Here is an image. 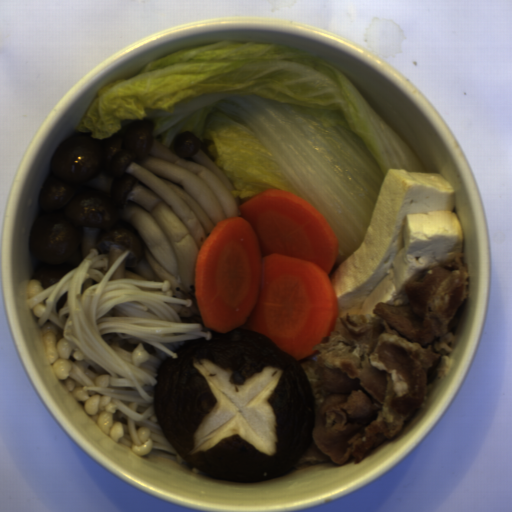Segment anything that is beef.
I'll list each match as a JSON object with an SVG mask.
<instances>
[{
	"label": "beef",
	"instance_id": "beef-1",
	"mask_svg": "<svg viewBox=\"0 0 512 512\" xmlns=\"http://www.w3.org/2000/svg\"><path fill=\"white\" fill-rule=\"evenodd\" d=\"M471 278L464 251L425 266L371 314L337 316L301 366L315 405L313 442L293 469L361 463L418 415L451 353Z\"/></svg>",
	"mask_w": 512,
	"mask_h": 512
}]
</instances>
